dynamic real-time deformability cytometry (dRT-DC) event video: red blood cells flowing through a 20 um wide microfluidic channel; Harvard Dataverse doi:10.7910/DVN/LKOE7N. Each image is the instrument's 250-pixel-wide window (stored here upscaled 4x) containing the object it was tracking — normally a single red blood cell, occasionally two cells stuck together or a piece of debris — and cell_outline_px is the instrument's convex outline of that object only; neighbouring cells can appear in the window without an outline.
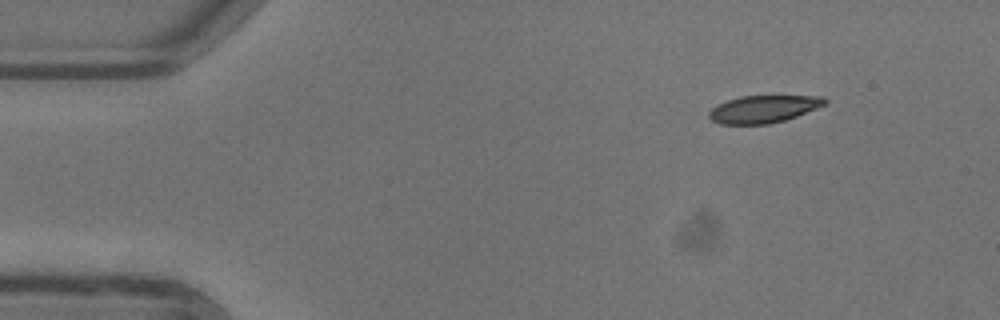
{"species": "common noctule bat (a hibernating species)", "species_latin": "Nyctalus noctula", "temperature_condition": "warm", "stored_images_in_passage": 47, "camera_frame_rate_fps": 3000, "um_per_image_px": 0.085, "animal": {"sex": "female"}, "frame": {"image": 1, "passage_image": 1, "time_ms": 0.0, "image_size_px": [1000, 320], "cell_outline_px": [[828, 104], [796, 116], [784, 120], [768, 124], [720, 124], [712, 120], [708, 116], [708, 112], [716, 104], [740, 96], [824, 96], [828, 100]], "centroid_in_image_um": [64.91, 9.26], "position_along_channel_um": 20.1, "area_um2": 18.55}}
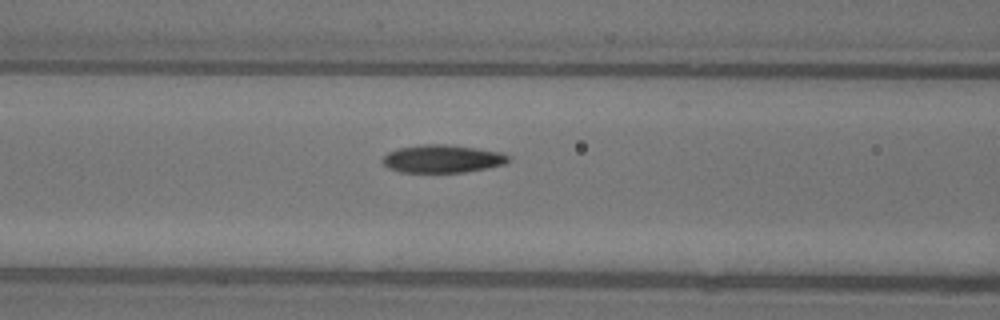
{"frame": {"image": 2, "passage_image": 16, "time_ms": 5.0, "image_size_px": [1000, 320], "cell_outline_px": [[512, 160], [508, 164], [488, 168], [464, 172], [400, 172], [388, 168], [380, 160], [388, 152], [396, 148], [420, 144], [448, 144], [504, 152], [512, 156]], "centroid_in_image_um": [37.66, 13.49], "position_along_channel_um": 128.9, "area_um2": 20.98}}
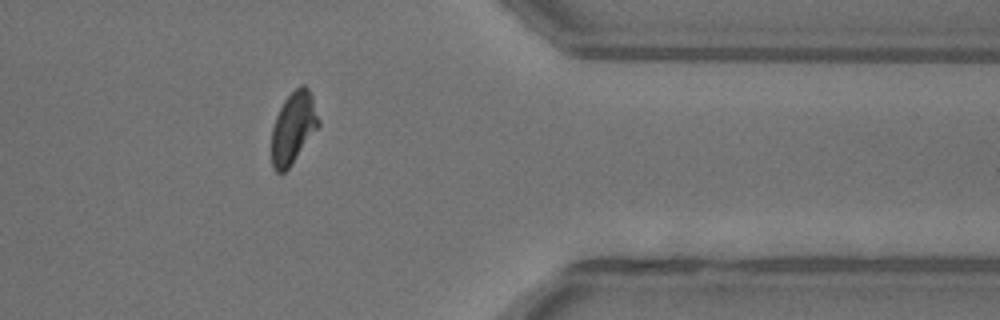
{"frame": {"image": 3, "passage_image": 37, "time_ms": 12.0, "image_size_px": [1000, 320], "cell_outline_px": [[320, 124], [288, 168], [284, 172], [276, 172], [272, 168], [272, 128], [276, 116], [284, 100], [300, 84], [304, 84], [308, 88], [312, 96], [320, 120]], "centroid_in_image_um": [24.93, 10.83], "position_along_channel_um": 386.5, "area_um2": 19.31}, "authors_computed_cell_mechanics": {"area_um2": 20.3456, "velocity_mm_per_s": 3.9377, "shape_relaxation_time_tau1_ms": 4.8133, "shape_relaxation_time_tau2_ms": 4.0967, "deformation_change_tau1": 0.1848, "deformation_change_tau2": 0.0762}}